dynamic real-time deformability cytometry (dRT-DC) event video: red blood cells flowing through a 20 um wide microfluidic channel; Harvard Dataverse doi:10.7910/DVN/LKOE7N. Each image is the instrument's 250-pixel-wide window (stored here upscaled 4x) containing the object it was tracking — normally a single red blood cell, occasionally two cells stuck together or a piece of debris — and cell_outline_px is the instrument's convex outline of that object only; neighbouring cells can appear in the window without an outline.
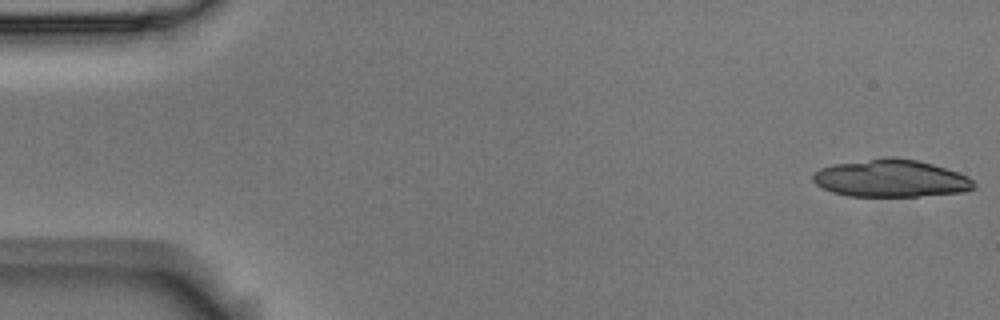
{"species": "Egyptian fruit bat (a non-hibernating species)", "species_latin": "Rousettus aegyptiacus", "temperature_condition": "room temperature", "stored_images_in_passage": 42, "camera_frame_rate_fps": 3000, "um_per_image_px": 0.085, "animal": {"sex": "male"}, "frame": {"image": 1, "passage_image": 1, "time_ms": 0.0, "image_size_px": [1000, 320], "cell_outline_px": [[976, 188], [964, 192], [920, 196], [848, 196], [832, 192], [816, 184], [812, 180], [812, 176], [820, 168], [832, 164], [884, 156], [892, 156], [916, 160], [932, 164], [968, 176], [976, 184]], "centroid_in_image_um": [75.72, 15.15], "position_along_channel_um": 9.3, "area_um2": 35.32}}